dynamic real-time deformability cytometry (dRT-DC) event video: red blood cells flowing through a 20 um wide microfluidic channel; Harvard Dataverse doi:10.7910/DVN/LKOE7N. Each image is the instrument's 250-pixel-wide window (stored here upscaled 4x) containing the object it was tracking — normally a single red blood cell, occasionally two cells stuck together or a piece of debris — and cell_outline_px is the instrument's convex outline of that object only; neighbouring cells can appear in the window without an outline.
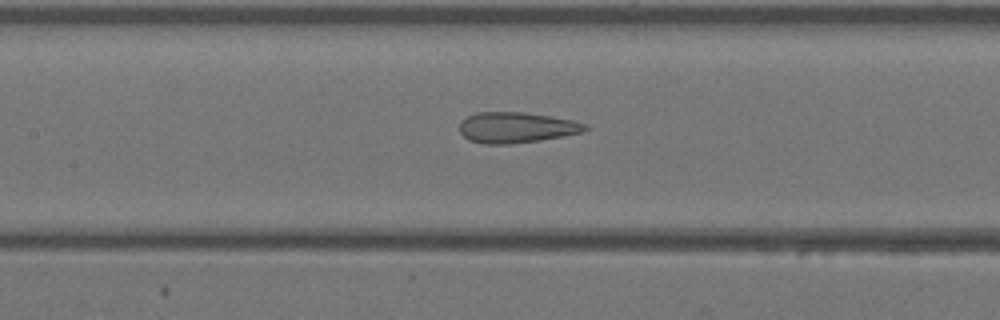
{"species": "Egyptian fruit bat (a non-hibernating species)", "species_latin": "Rousettus aegyptiacus", "temperature_condition": "warm", "stored_images_in_passage": 17, "camera_frame_rate_fps": 3000, "um_per_image_px": 0.085, "animal": {"sex": "female"}, "frame": {"image": 1, "passage_image": 10, "time_ms": 3.0, "image_size_px": [1000, 320], "cell_outline_px": [[592, 128], [584, 132], [540, 140], [508, 144], [484, 144], [468, 140], [460, 132], [460, 120], [476, 112], [524, 112], [572, 120], [584, 124]], "centroid_in_image_um": [43.87, 10.84], "position_along_channel_um": 163.5, "area_um2": 22.48}}
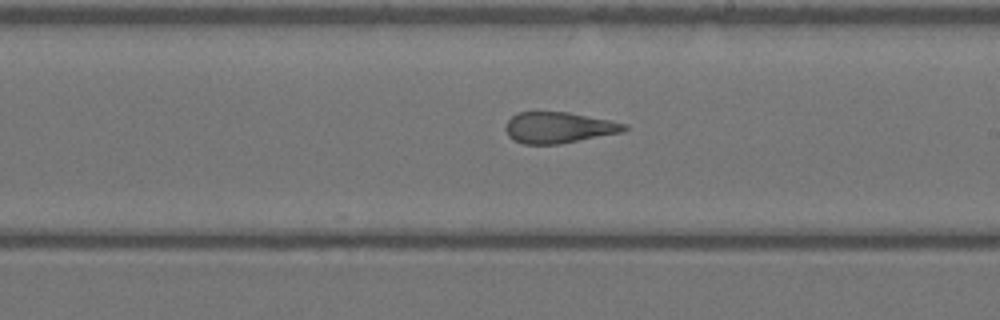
{"frame": {"image": 2, "passage_image": 15, "time_ms": 4.667, "image_size_px": [1000, 320], "cell_outline_px": [[628, 128], [624, 132], [560, 144], [524, 144], [512, 140], [508, 136], [504, 128], [508, 120], [512, 116], [520, 112], [568, 112], [628, 124]], "centroid_in_image_um": [47.48, 10.85], "position_along_channel_um": 241.5, "area_um2": 21.56}}